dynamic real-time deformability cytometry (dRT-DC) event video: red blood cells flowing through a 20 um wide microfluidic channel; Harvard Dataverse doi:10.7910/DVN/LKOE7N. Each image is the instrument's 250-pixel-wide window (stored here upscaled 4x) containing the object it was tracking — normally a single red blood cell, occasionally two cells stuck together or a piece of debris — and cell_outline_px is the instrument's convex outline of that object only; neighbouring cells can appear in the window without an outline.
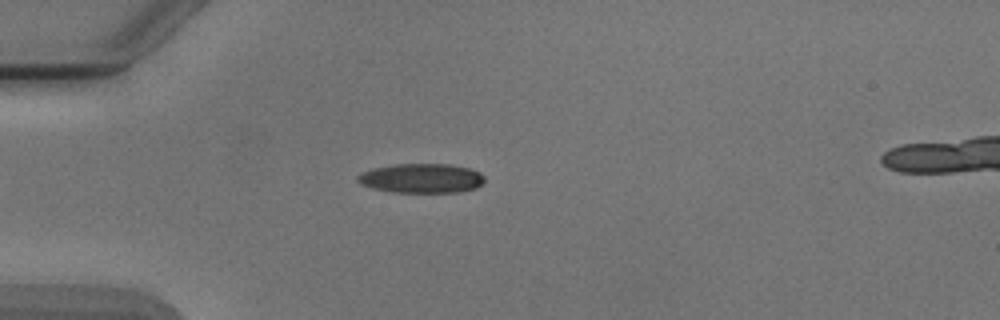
{"species": "Egyptian fruit bat (a non-hibernating species)", "species_latin": "Rousettus aegyptiacus", "temperature_condition": "cold", "stored_images_in_passage": 3, "camera_frame_rate_fps": 3000, "um_per_image_px": 0.085, "animal": {"sex": "male"}, "frame": {"image": 1, "passage_image": 2, "time_ms": 1.0, "image_size_px": [1000, 320], "cell_outline_px": [[484, 180], [476, 188], [460, 192], [392, 192], [360, 184], [356, 180], [356, 176], [372, 168], [392, 164], [452, 164], [468, 168], [480, 172], [484, 176]], "centroid_in_image_um": [35.83, 15.14], "position_along_channel_um": 49.2, "area_um2": 21.73}}